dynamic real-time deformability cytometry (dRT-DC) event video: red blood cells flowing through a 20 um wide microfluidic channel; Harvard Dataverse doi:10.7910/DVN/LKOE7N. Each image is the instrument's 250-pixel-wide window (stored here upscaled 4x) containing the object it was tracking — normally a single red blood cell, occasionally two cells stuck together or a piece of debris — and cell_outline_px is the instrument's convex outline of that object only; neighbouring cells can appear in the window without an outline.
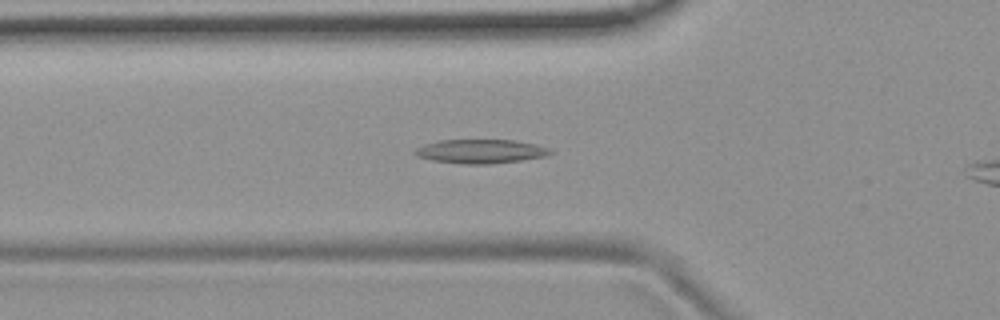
{"species": "common noctule bat (a hibernating species)", "species_latin": "Nyctalus noctula", "temperature_condition": "room temperature", "stored_images_in_passage": 32, "camera_frame_rate_fps": 3000, "um_per_image_px": 0.085, "animal": {"sex": "female", "body_mass_g": 19.9}, "frame": {"image": 1, "passage_image": 3, "time_ms": 0.667, "image_size_px": [1000, 320], "cell_outline_px": [[556, 152], [548, 156], [492, 164], [464, 164], [432, 160], [416, 156], [412, 152], [416, 148], [424, 144], [440, 140], [516, 140], [536, 144], [548, 148]], "centroid_in_image_um": [40.88, 12.86], "position_along_channel_um": 84.9, "area_um2": 19.07}}
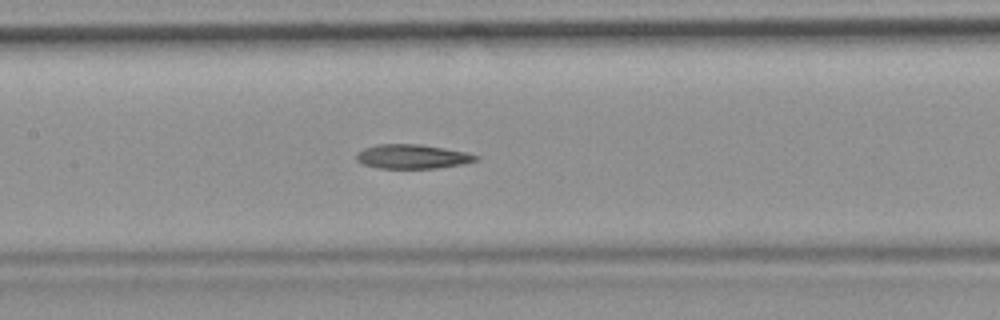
{"frame": {"image": 2, "passage_image": 10, "time_ms": 3.0, "image_size_px": [1000, 320], "cell_outline_px": [[480, 156], [476, 160], [460, 164], [436, 168], [380, 168], [364, 164], [356, 160], [356, 156], [364, 148], [376, 144], [420, 144], [468, 152]], "centroid_in_image_um": [35.06, 13.3], "position_along_channel_um": 172.3, "area_um2": 16.7}}
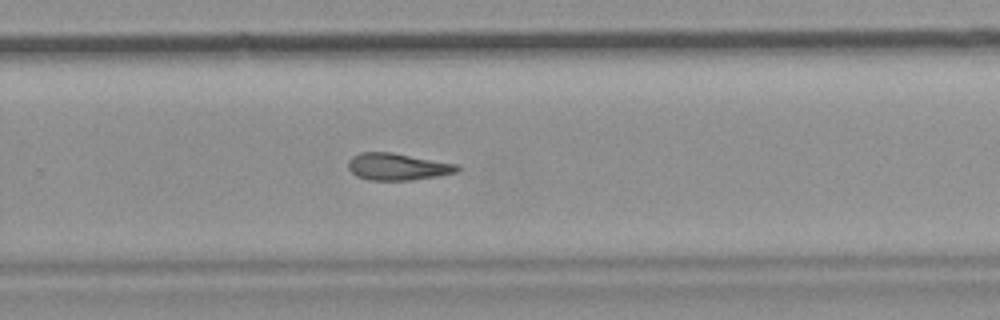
{"frame": {"image": 3, "passage_image": 20, "time_ms": 6.333, "image_size_px": [1000, 320], "cell_outline_px": [[460, 168], [456, 172], [436, 176], [412, 180], [368, 180], [356, 176], [348, 168], [348, 160], [352, 156], [360, 152], [392, 152], [456, 164]], "centroid_in_image_um": [33.74, 14.16], "position_along_channel_um": 296.1, "area_um2": 17.05}}